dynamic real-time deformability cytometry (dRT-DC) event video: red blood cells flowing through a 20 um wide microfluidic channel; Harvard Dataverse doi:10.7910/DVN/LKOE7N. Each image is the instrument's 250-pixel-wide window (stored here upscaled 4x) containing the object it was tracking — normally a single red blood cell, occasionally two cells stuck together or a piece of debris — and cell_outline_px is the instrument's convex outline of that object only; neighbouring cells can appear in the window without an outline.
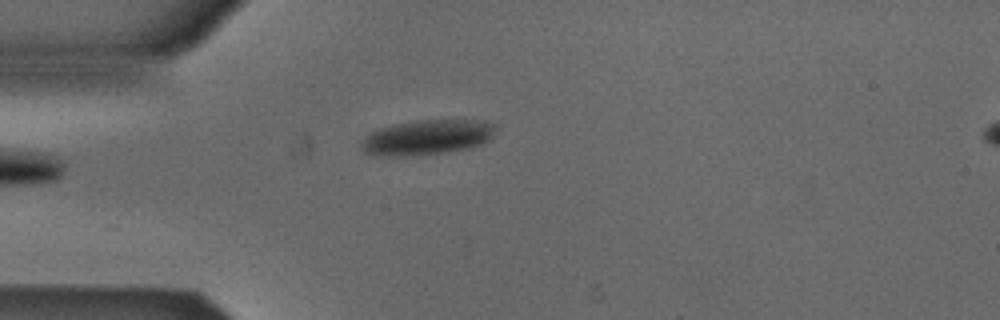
{"species": "Egyptian fruit bat (a non-hibernating species)", "species_latin": "Rousettus aegyptiacus", "temperature_condition": "cold", "stored_images_in_passage": 22, "camera_frame_rate_fps": 3000, "um_per_image_px": 0.085, "animal": {"sex": "male"}, "frame": {"image": 1, "passage_image": 1, "time_ms": 0.0, "image_size_px": [1000, 320], "cell_outline_px": [[496, 124], [492, 136], [488, 140], [480, 144], [468, 148], [448, 152], [412, 156], [376, 156], [364, 152], [360, 148], [360, 144], [372, 132], [380, 128], [392, 124], [416, 120], [484, 120]], "centroid_in_image_um": [36.29, 11.67], "position_along_channel_um": 48.7, "area_um2": 27.51}}
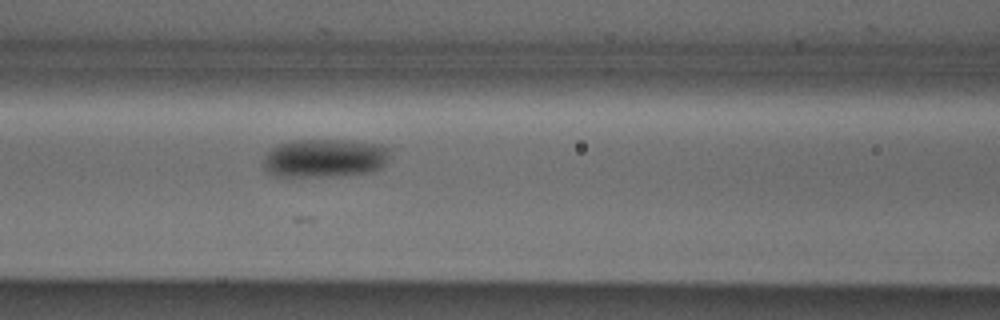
{"frame": {"image": 2, "passage_image": 9, "time_ms": 2.667, "image_size_px": [1000, 320], "cell_outline_px": [[388, 160], [380, 168], [372, 172], [340, 176], [272, 176], [264, 168], [264, 156], [272, 148], [280, 144], [292, 140], [352, 140], [380, 144], [388, 148]], "centroid_in_image_um": [27.61, 13.44], "position_along_channel_um": 139.0, "area_um2": 28.55}}
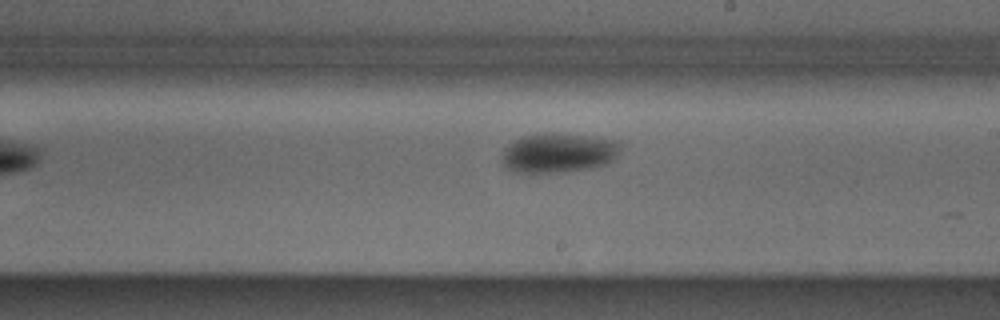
{"frame": {"image": 3, "passage_image": 17, "time_ms": 5.333, "image_size_px": [1000, 320], "cell_outline_px": [[624, 144], [616, 156], [608, 164], [588, 168], [564, 172], [516, 172], [508, 168], [500, 160], [504, 148], [508, 144], [524, 136], [544, 132], [556, 132], [592, 136], [620, 140]], "centroid_in_image_um": [47.52, 12.96], "position_along_channel_um": 241.5, "area_um2": 27.8}}